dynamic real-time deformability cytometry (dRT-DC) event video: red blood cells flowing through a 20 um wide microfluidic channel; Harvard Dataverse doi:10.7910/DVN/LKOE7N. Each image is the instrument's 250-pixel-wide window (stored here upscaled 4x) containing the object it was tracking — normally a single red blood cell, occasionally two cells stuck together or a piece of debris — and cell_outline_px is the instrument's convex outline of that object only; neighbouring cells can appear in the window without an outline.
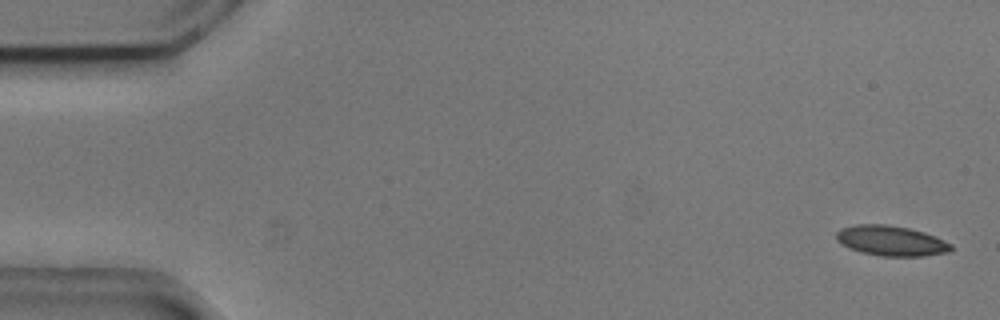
{"species": "common noctule bat (a hibernating species)", "species_latin": "Nyctalus noctula", "temperature_condition": "cold", "stored_images_in_passage": 54, "camera_frame_rate_fps": 3000, "um_per_image_px": 0.085, "animal": {"sex": "male", "body_mass_g": 20.5, "forearm_length_mm": 52.5}, "frame": {"image": 1, "passage_image": 2, "time_ms": 0.333, "image_size_px": [1000, 320], "cell_outline_px": [[952, 248], [948, 252], [920, 256], [880, 256], [860, 252], [848, 248], [836, 240], [836, 232], [840, 228], [856, 224], [888, 224], [908, 228], [924, 232], [936, 236], [952, 244]], "centroid_in_image_um": [75.71, 20.46], "position_along_channel_um": 9.3, "area_um2": 20.29}}
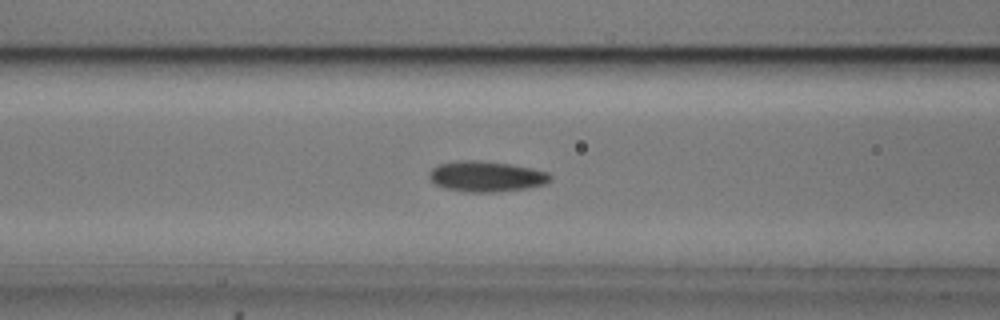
{"frame": {"image": 2, "passage_image": 22, "time_ms": 7.0, "image_size_px": [1000, 320], "cell_outline_px": [[552, 180], [544, 184], [528, 188], [496, 192], [464, 192], [444, 188], [436, 184], [428, 176], [428, 172], [436, 164], [456, 160], [476, 160], [512, 164], [532, 168], [548, 172], [552, 176]], "centroid_in_image_um": [41.32, 14.99], "position_along_channel_um": 125.3, "area_um2": 21.91}}
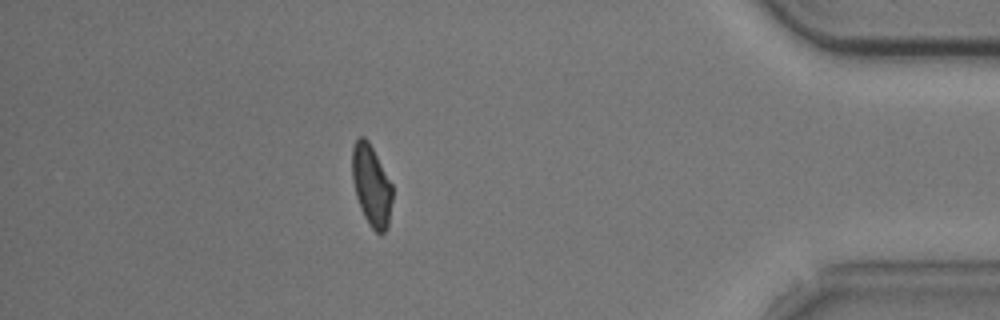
{"frame": {"image": 3, "passage_image": 48, "time_ms": 15.667, "image_size_px": [1000, 320], "cell_outline_px": [[392, 200], [388, 228], [380, 236], [368, 224], [360, 208], [356, 196], [352, 180], [352, 148], [356, 140], [360, 136], [364, 136], [368, 140], [392, 184]], "centroid_in_image_um": [31.57, 15.8], "position_along_channel_um": 403.6, "area_um2": 19.13}, "authors_computed_cell_mechanics": {"area_um2": 20.3745, "velocity_mm_per_s": 3.7169, "shape_relaxation_time_tau1_ms": 4.3676, "shape_relaxation_time_tau2_ms": 3.6363, "deformation_change_tau1": 0.1096, "deformation_change_tau2": 0.09}}